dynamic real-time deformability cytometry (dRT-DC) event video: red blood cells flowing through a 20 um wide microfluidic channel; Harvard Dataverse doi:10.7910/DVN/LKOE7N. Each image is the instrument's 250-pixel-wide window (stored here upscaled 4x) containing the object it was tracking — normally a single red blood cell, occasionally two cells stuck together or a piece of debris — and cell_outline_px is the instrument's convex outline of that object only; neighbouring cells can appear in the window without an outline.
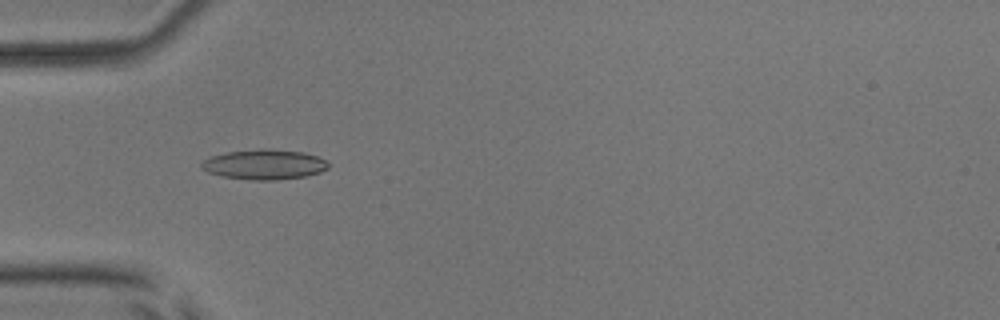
{"species": "common noctule bat (a hibernating species)", "species_latin": "Nyctalus noctula", "temperature_condition": "room temperature", "stored_images_in_passage": 54, "camera_frame_rate_fps": 3000, "um_per_image_px": 0.085, "animal": {"sex": "male", "body_mass_g": 17.9, "forearm_length_mm": 54.2}, "frame": {"image": 1, "passage_image": 17, "time_ms": 5.333, "image_size_px": [1000, 320], "cell_outline_px": [[328, 168], [320, 172], [304, 176], [276, 180], [252, 180], [224, 176], [208, 172], [200, 168], [200, 164], [204, 160], [212, 156], [228, 152], [264, 148], [268, 148], [304, 152], [316, 156], [324, 160], [328, 164]], "centroid_in_image_um": [22.46, 13.97], "position_along_channel_um": 62.5, "area_um2": 22.02}}
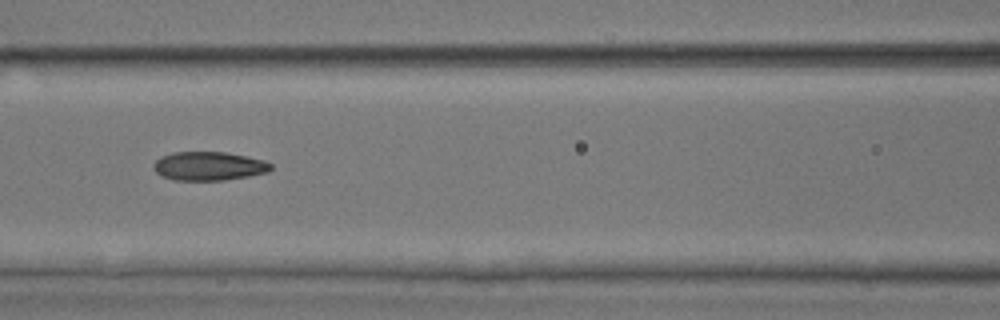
{"frame": {"image": 2, "passage_image": 24, "time_ms": 7.667, "image_size_px": [1000, 320], "cell_outline_px": [[272, 168], [268, 172], [248, 176], [224, 180], [176, 180], [164, 176], [156, 172], [152, 168], [152, 164], [160, 156], [172, 152], [224, 152], [264, 160], [272, 164]], "centroid_in_image_um": [17.73, 14.11], "position_along_channel_um": 148.9, "area_um2": 19.59}}
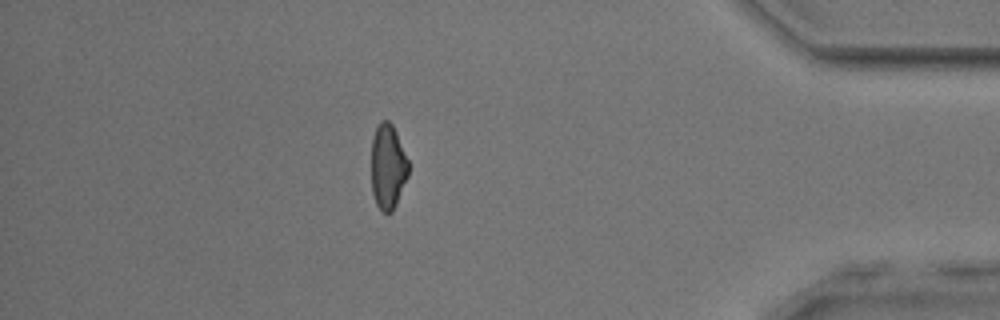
{"frame": {"image": 3, "passage_image": 47, "time_ms": 15.333, "image_size_px": [1000, 320], "cell_outline_px": [[408, 176], [396, 204], [392, 212], [384, 212], [376, 204], [372, 192], [372, 136], [380, 120], [388, 120], [392, 124], [396, 132], [408, 160]], "centroid_in_image_um": [32.96, 14.15], "position_along_channel_um": 402.2, "area_um2": 18.26}, "authors_computed_cell_mechanics": {"area_um2": 19.9699, "velocity_mm_per_s": 3.8148, "shape_relaxation_time_tau1_ms": null, "shape_relaxation_time_tau2_ms": 1.6425, "deformation_change_tau1": null, "deformation_change_tau2": 0.0758}}